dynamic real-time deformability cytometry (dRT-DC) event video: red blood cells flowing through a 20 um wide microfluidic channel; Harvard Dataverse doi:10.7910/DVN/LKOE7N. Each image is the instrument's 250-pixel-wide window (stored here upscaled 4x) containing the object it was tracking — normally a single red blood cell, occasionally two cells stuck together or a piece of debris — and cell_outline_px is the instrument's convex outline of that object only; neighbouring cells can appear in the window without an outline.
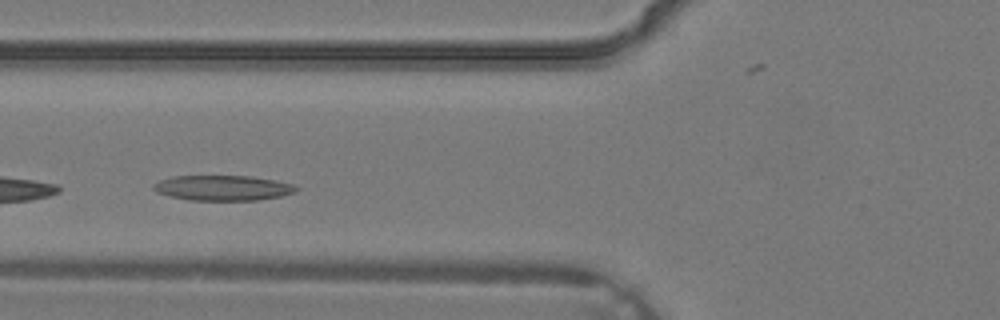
{"species": "common noctule bat (a hibernating species)", "species_latin": "Nyctalus noctula", "temperature_condition": "warm", "stored_images_in_passage": 4, "camera_frame_rate_fps": 3000, "um_per_image_px": 0.085, "animal": {"sex": "male", "body_mass_g": 19.2, "forearm_length_mm": 51.8}, "frame": {"image": 1, "passage_image": 4, "time_ms": 1.0, "image_size_px": [1000, 320], "cell_outline_px": [[300, 188], [296, 192], [280, 196], [256, 200], [188, 200], [168, 196], [156, 192], [152, 188], [152, 184], [160, 180], [172, 176], [252, 176], [276, 180], [292, 184]], "centroid_in_image_um": [18.92, 15.97], "position_along_channel_um": 106.9, "area_um2": 21.1}}